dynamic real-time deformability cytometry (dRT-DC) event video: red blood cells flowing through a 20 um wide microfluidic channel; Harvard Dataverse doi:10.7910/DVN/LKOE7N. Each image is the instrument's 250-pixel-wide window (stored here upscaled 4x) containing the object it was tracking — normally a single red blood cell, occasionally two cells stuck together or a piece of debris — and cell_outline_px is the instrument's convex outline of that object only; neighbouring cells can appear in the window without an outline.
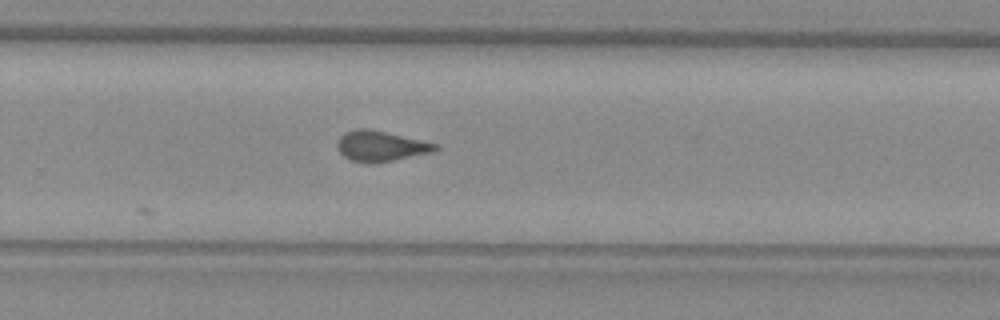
{"species": "common noctule bat (a hibernating species)", "species_latin": "Nyctalus noctula", "temperature_condition": "warm", "stored_images_in_passage": 8, "camera_frame_rate_fps": 3000, "um_per_image_px": 0.085, "animal": {"sex": "female", "body_mass_g": 29.2, "forearm_length_mm": 56.3}, "frame": {"image": 1, "passage_image": 8, "time_ms": 8.667, "image_size_px": [1000, 320], "cell_outline_px": [[440, 148], [436, 152], [372, 164], [368, 164], [352, 160], [344, 156], [340, 152], [336, 144], [340, 136], [344, 132], [360, 128], [368, 128], [436, 144]], "centroid_in_image_um": [32.35, 12.43], "position_along_channel_um": 297.4, "area_um2": 17.34}}